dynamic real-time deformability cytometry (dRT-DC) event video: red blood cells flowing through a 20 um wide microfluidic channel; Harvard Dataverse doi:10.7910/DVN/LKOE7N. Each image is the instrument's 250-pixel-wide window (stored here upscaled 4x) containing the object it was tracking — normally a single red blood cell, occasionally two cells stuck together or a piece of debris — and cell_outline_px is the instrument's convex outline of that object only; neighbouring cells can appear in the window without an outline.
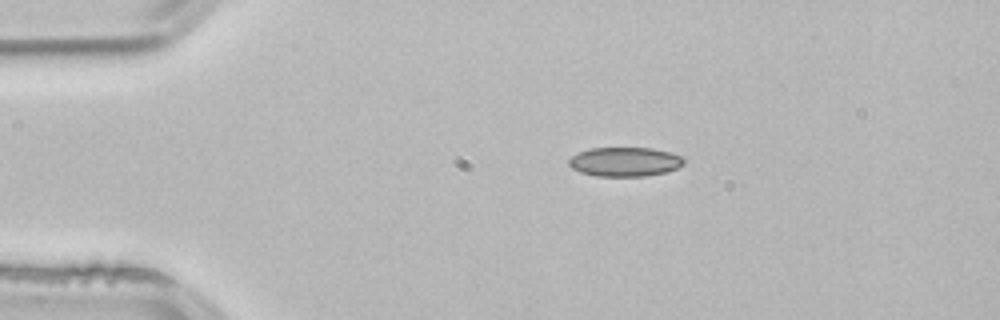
{"species": "common noctule bat (a hibernating species)", "species_latin": "Nyctalus noctula", "temperature_condition": "room temperature", "stored_images_in_passage": 2, "camera_frame_rate_fps": 3000, "um_per_image_px": 0.085, "animal": {"sex": "male", "body_mass_g": 21.5, "forearm_length_mm": 52.0}, "frame": {"image": 1, "passage_image": 1, "time_ms": 0.0, "image_size_px": [1000, 320], "cell_outline_px": [[684, 164], [676, 168], [664, 172], [644, 176], [596, 176], [580, 172], [572, 168], [568, 164], [568, 160], [572, 156], [588, 148], [652, 148], [672, 152], [684, 156]], "centroid_in_image_um": [53.12, 13.74], "position_along_channel_um": 31.9, "area_um2": 19.65}}
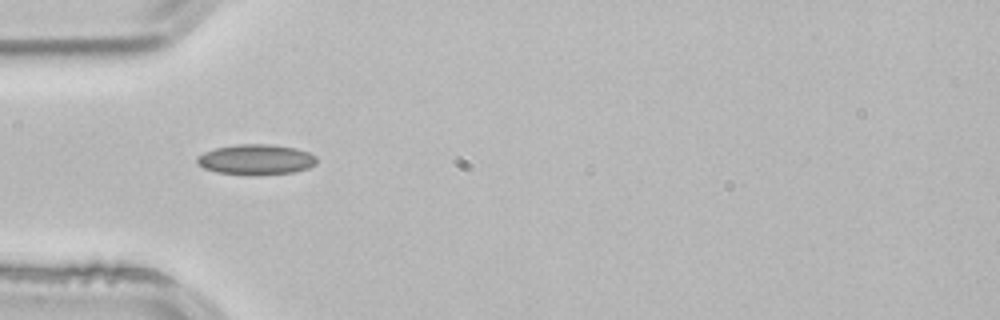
{"frame": {"image": 2, "passage_image": 2, "time_ms": 0.333, "image_size_px": [1000, 320], "cell_outline_px": [[316, 164], [308, 168], [292, 172], [216, 172], [204, 168], [196, 164], [196, 156], [204, 152], [216, 148], [236, 144], [268, 144], [296, 148], [308, 152], [316, 156]], "centroid_in_image_um": [21.74, 13.5], "position_along_channel_um": 63.3, "area_um2": 20.29}}